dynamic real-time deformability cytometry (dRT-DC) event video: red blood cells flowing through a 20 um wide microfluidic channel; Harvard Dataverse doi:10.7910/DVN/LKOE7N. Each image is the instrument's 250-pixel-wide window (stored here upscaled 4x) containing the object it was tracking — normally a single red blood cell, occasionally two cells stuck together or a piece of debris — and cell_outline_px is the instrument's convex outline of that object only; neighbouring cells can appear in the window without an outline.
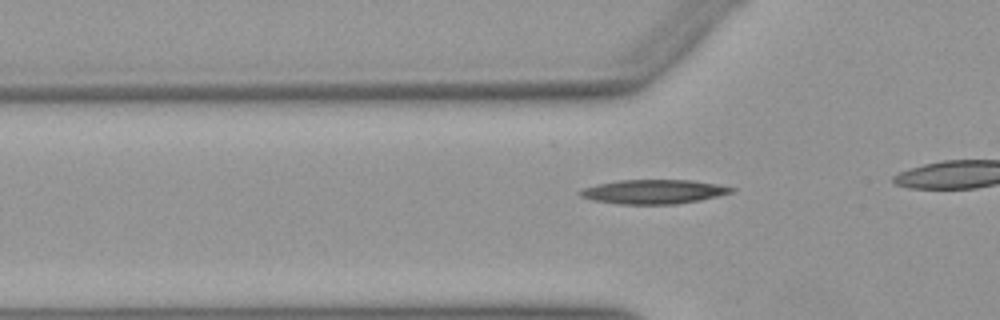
{"species": "Egyptian fruit bat (a non-hibernating species)", "species_latin": "Rousettus aegyptiacus", "temperature_condition": "warm", "stored_images_in_passage": 32, "camera_frame_rate_fps": 3000, "um_per_image_px": 0.085, "animal": {"sex": "female"}, "frame": {"image": 1, "passage_image": 8, "time_ms": 2.333, "image_size_px": [1000, 320], "cell_outline_px": [[736, 188], [732, 192], [700, 200], [676, 204], [620, 204], [592, 200], [580, 196], [576, 192], [584, 188], [596, 184], [620, 180], [692, 180], [716, 184]], "centroid_in_image_um": [55.51, 16.29], "position_along_channel_um": 70.3, "area_um2": 21.27}}
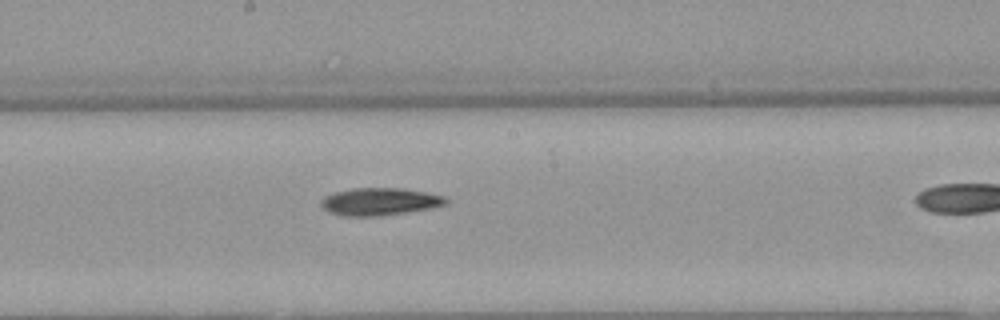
{"frame": {"image": 2, "passage_image": 19, "time_ms": 6.0, "image_size_px": [1000, 320], "cell_outline_px": [[448, 204], [408, 212], [380, 216], [344, 216], [328, 212], [320, 204], [320, 200], [324, 196], [336, 192], [356, 188], [400, 188], [424, 192], [444, 196], [448, 200]], "centroid_in_image_um": [32.25, 17.14], "position_along_channel_um": 215.9, "area_um2": 19.88}}
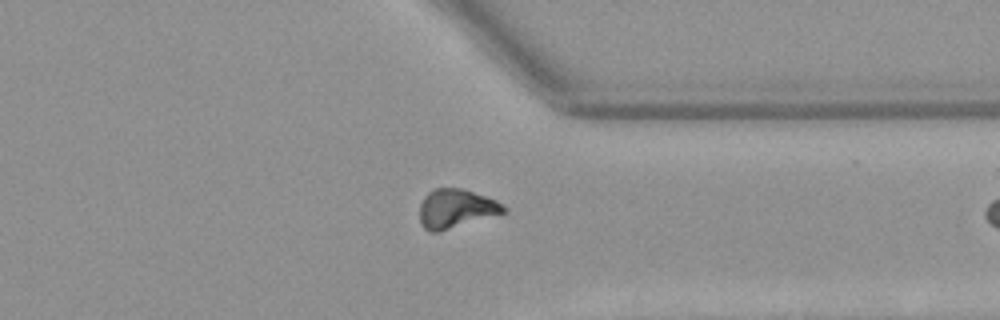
{"frame": {"image": 3, "passage_image": 31, "time_ms": 10.0, "image_size_px": [1000, 320], "cell_outline_px": [[508, 212], [436, 232], [428, 232], [420, 224], [420, 204], [424, 196], [428, 192], [436, 188], [460, 188], [496, 200], [508, 208]], "centroid_in_image_um": [38.75, 17.73], "position_along_channel_um": 372.7, "area_um2": 18.96}}